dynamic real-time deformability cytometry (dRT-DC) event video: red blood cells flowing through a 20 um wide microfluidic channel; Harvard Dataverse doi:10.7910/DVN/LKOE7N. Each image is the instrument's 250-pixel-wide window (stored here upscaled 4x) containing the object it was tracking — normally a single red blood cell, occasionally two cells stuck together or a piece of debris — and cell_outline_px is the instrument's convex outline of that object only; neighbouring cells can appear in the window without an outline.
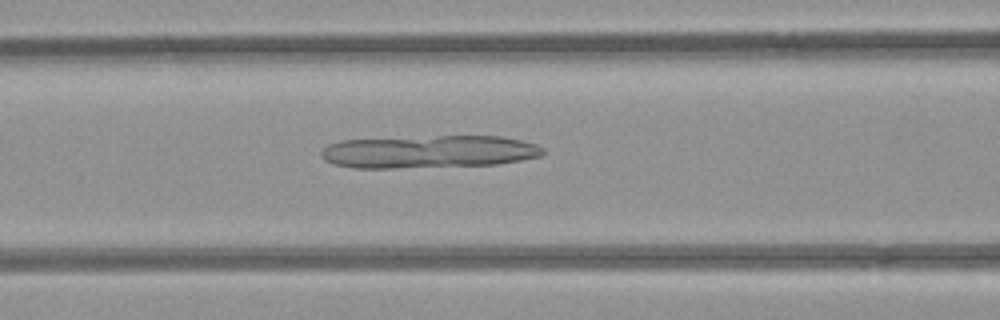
{"species": "common noctule bat (a hibernating species)", "species_latin": "Nyctalus noctula", "temperature_condition": "room temperature", "stored_images_in_passage": 16, "camera_frame_rate_fps": 3000, "um_per_image_px": 0.085, "animal": {"sex": "female", "body_mass_g": 21.9}, "frame": {"image": 1, "passage_image": 8, "time_ms": 2.333, "image_size_px": [1000, 320], "cell_outline_px": [[544, 152], [540, 156], [520, 160], [496, 164], [392, 168], [352, 168], [332, 164], [324, 160], [320, 152], [328, 144], [340, 140], [440, 136], [500, 136], [520, 140], [536, 144], [544, 148]], "centroid_in_image_um": [36.41, 12.89], "position_along_channel_um": 130.2, "area_um2": 42.19}}
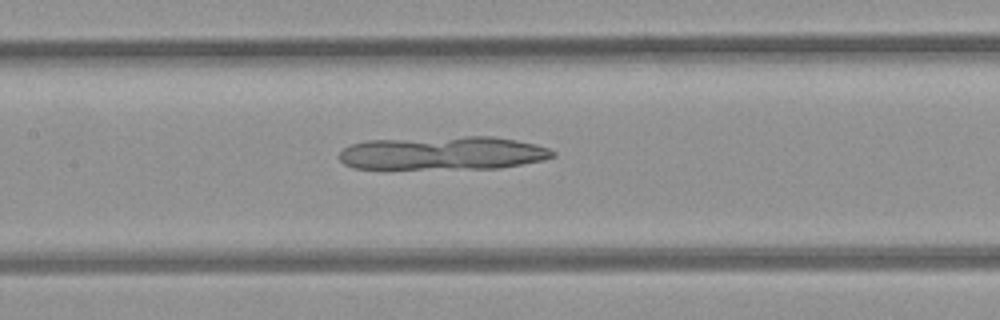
{"frame": {"image": 2, "passage_image": 11, "time_ms": 3.333, "image_size_px": [1000, 320], "cell_outline_px": [[556, 156], [544, 160], [500, 168], [352, 168], [344, 164], [340, 160], [340, 152], [344, 148], [352, 144], [364, 140], [464, 136], [492, 136], [516, 140], [548, 148], [556, 152]], "centroid_in_image_um": [37.66, 13.0], "position_along_channel_um": 169.7, "area_um2": 41.56}}
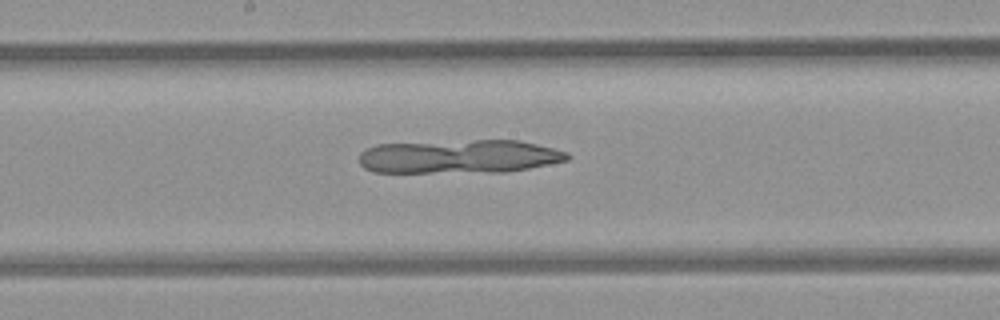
{"frame": {"image": 3, "passage_image": 14, "time_ms": 4.333, "image_size_px": [1000, 320], "cell_outline_px": [[572, 156], [568, 160], [528, 168], [504, 172], [372, 172], [364, 168], [360, 164], [360, 152], [364, 148], [376, 144], [476, 140], [520, 140], [568, 152]], "centroid_in_image_um": [39.01, 13.3], "position_along_channel_um": 209.2, "area_um2": 40.92}}